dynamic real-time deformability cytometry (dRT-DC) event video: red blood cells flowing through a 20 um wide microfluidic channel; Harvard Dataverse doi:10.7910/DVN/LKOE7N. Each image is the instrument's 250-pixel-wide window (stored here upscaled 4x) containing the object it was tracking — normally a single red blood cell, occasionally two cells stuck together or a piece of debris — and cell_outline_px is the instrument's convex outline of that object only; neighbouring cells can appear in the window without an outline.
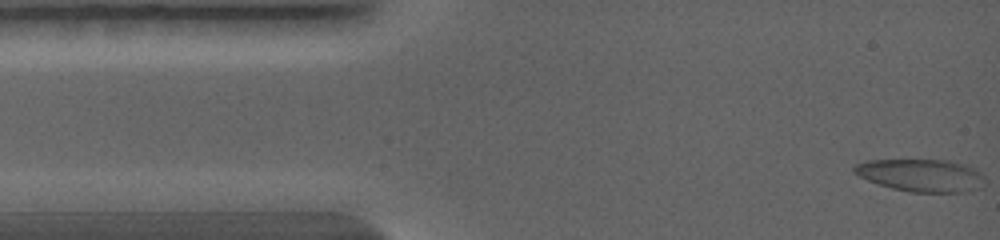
{"species": "common noctule bat (a hibernating species)", "species_latin": "Nyctalus noctula", "temperature_condition": "warm", "stored_images_in_passage": 35, "camera_frame_rate_fps": 5000, "um_per_image_px": 0.085, "animal": {"sex": "female", "body_mass_g": 19.0, "forearm_length_mm": 56.7}, "frame": {"image": 1, "passage_image": 1, "time_ms": 0.0, "image_size_px": [1000, 240], "cell_outline_px": [[984, 176], [976, 188], [964, 192], [912, 192], [892, 188], [868, 180], [852, 172], [852, 168], [856, 164], [868, 160], [948, 160], [964, 164], [976, 168]], "centroid_in_image_um": [78.26, 14.88], "position_along_channel_um": 6.7, "area_um2": 24.45}}
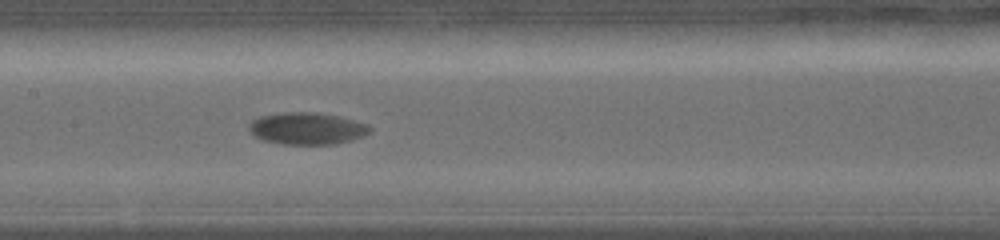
{"frame": {"image": 2, "passage_image": 18, "time_ms": 5.2, "image_size_px": [1000, 240], "cell_outline_px": [[372, 128], [364, 136], [352, 140], [336, 144], [284, 144], [264, 140], [256, 136], [248, 128], [248, 124], [252, 120], [260, 116], [284, 112], [316, 112], [336, 116], [368, 124]], "centroid_in_image_um": [26.1, 10.92], "position_along_channel_um": 181.3, "area_um2": 22.37}}
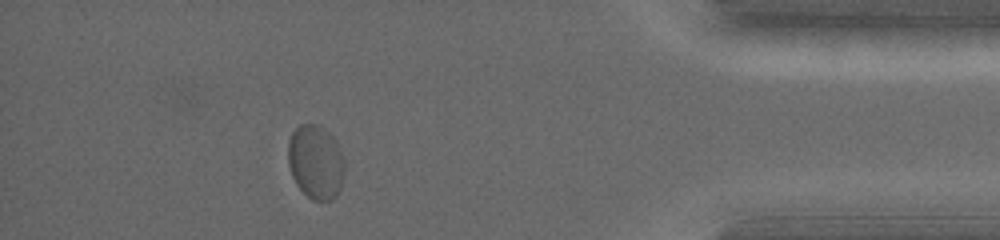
{"frame": {"image": 3, "passage_image": 30, "time_ms": 10.6, "image_size_px": [1000, 240], "cell_outline_px": [[344, 176], [340, 188], [336, 196], [332, 200], [312, 200], [296, 184], [292, 176], [288, 164], [288, 140], [292, 132], [300, 124], [316, 124], [324, 128], [336, 140], [344, 160]], "centroid_in_image_um": [26.83, 13.76], "position_along_channel_um": 408.4, "area_um2": 24.51}}